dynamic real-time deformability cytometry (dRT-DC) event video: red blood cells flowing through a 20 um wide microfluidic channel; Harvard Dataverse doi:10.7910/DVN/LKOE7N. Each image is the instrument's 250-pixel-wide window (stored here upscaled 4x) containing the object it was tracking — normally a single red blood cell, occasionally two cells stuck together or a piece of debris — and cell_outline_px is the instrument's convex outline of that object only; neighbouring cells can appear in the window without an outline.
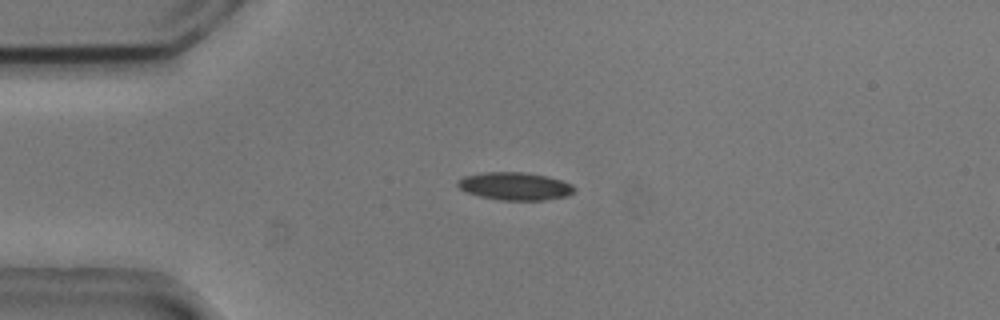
{"species": "common noctule bat (a hibernating species)", "species_latin": "Nyctalus noctula", "temperature_condition": "cold", "stored_images_in_passage": 39, "camera_frame_rate_fps": 3000, "um_per_image_px": 0.085, "animal": {"sex": "male", "body_mass_g": 20.5, "forearm_length_mm": 52.5}, "frame": {"image": 1, "passage_image": 6, "time_ms": 1.667, "image_size_px": [1000, 320], "cell_outline_px": [[576, 188], [568, 196], [544, 200], [500, 200], [480, 196], [468, 192], [460, 188], [456, 184], [464, 176], [484, 172], [524, 172], [548, 176], [572, 184]], "centroid_in_image_um": [43.8, 15.82], "position_along_channel_um": 41.2, "area_um2": 18.79}}
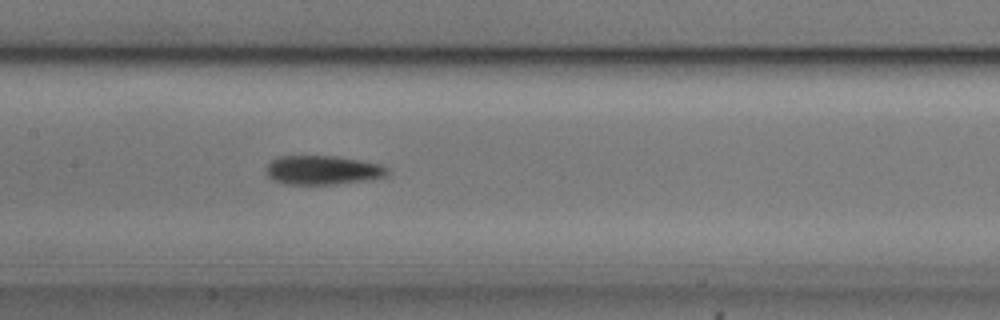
{"frame": {"image": 2, "passage_image": 19, "time_ms": 6.0, "image_size_px": [1000, 320], "cell_outline_px": [[392, 172], [388, 176], [372, 180], [336, 184], [284, 184], [272, 180], [264, 172], [264, 168], [276, 156], [336, 156], [384, 164]], "centroid_in_image_um": [27.48, 14.46], "position_along_channel_um": 179.9, "area_um2": 21.15}}
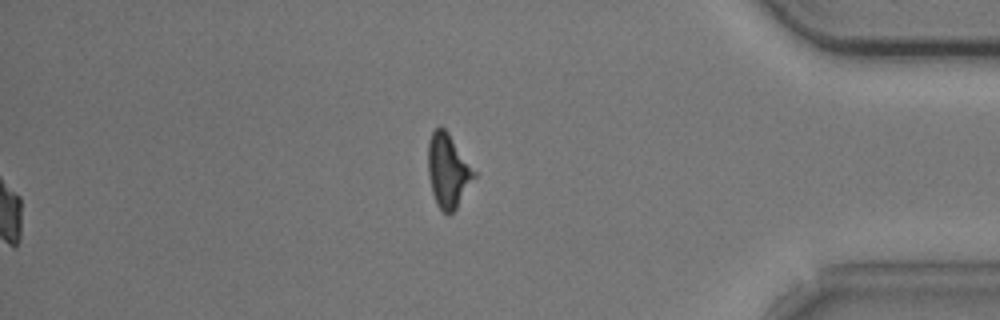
{"frame": {"image": 3, "passage_image": 39, "time_ms": 12.667, "image_size_px": [1000, 320], "cell_outline_px": [[476, 176], [456, 208], [448, 216], [436, 204], [432, 192], [428, 172], [428, 140], [432, 132], [440, 124], [448, 132], [476, 172]], "centroid_in_image_um": [38.07, 14.5], "position_along_channel_um": 397.1, "area_um2": 19.71}, "authors_computed_cell_mechanics": {"area_um2": 20.6346, "velocity_mm_per_s": 3.7402, "shape_relaxation_time_tau1_ms": 3.425, "shape_relaxation_time_tau2_ms": null, "deformation_change_tau1": 0.1196, "deformation_change_tau2": null}}